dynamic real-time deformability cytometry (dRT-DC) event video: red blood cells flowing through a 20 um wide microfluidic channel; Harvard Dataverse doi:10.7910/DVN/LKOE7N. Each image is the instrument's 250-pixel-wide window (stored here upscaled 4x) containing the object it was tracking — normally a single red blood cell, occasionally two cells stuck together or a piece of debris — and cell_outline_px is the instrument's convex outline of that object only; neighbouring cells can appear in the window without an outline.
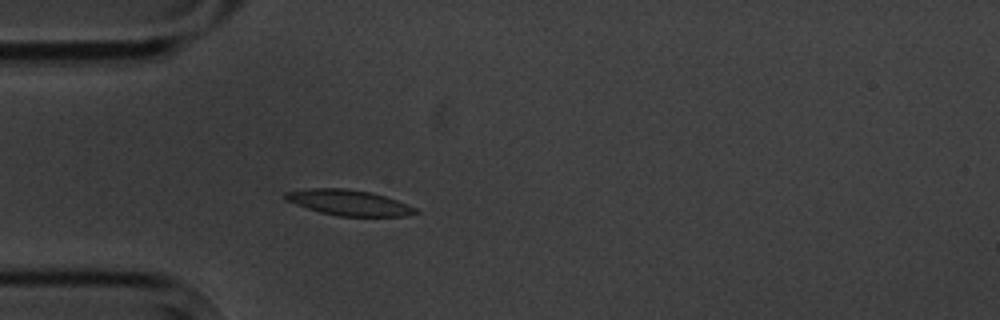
{"species": "common noctule bat (a hibernating species)", "species_latin": "Nyctalus noctula", "temperature_condition": "cold", "stored_images_in_passage": 4, "camera_frame_rate_fps": 3000, "um_per_image_px": 0.085, "animal": {"sex": "male", "body_mass_g": 20.1, "forearm_length_mm": 53.5}, "frame": {"image": 1, "passage_image": 4, "time_ms": 3.667, "image_size_px": [1000, 320], "cell_outline_px": [[420, 212], [408, 216], [340, 216], [320, 212], [284, 200], [284, 192], [312, 188], [344, 188], [372, 192], [408, 204], [416, 208]], "centroid_in_image_um": [29.67, 17.22], "position_along_channel_um": 55.3, "area_um2": 19.36}}